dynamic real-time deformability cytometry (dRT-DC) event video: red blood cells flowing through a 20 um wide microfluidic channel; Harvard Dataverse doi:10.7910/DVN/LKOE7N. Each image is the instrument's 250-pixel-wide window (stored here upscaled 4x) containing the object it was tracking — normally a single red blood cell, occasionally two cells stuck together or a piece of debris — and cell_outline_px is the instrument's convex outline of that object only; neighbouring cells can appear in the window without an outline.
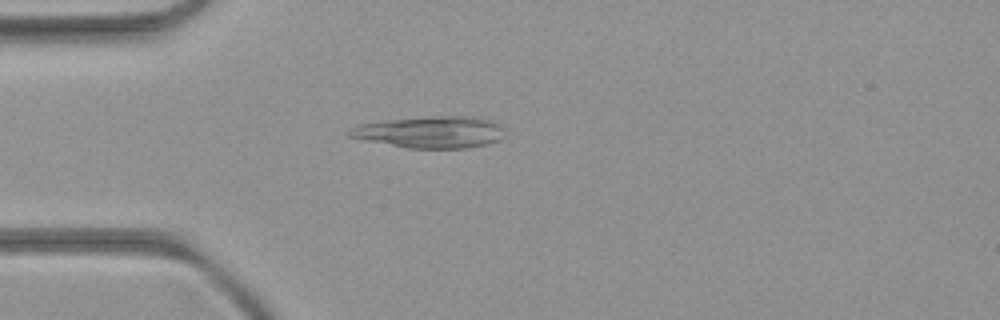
{"species": "common noctule bat (a hibernating species)", "species_latin": "Nyctalus noctula", "temperature_condition": "room temperature", "stored_images_in_passage": 3, "camera_frame_rate_fps": 3000, "um_per_image_px": 0.085, "animal": {"sex": "female", "body_mass_g": 21.9}, "frame": {"image": 1, "passage_image": 3, "time_ms": 2.0, "image_size_px": [1000, 320], "cell_outline_px": [[508, 132], [500, 140], [488, 144], [464, 148], [408, 148], [348, 136], [348, 132], [352, 128], [360, 124], [388, 120], [432, 116], [476, 116], [492, 120], [500, 124]], "centroid_in_image_um": [36.73, 11.22], "position_along_channel_um": 48.3, "area_um2": 28.73}}